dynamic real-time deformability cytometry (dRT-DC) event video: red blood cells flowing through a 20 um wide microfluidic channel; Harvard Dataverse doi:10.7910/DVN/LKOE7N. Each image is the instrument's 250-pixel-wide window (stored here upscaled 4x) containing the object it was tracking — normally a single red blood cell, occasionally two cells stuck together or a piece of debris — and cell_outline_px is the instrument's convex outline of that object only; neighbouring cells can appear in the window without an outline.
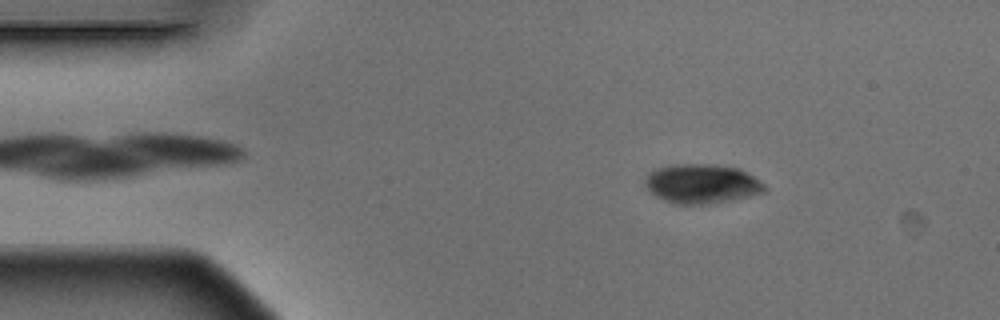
{"species": "Egyptian fruit bat (a non-hibernating species)", "species_latin": "Rousettus aegyptiacus", "temperature_condition": "warm", "stored_images_in_passage": 4, "camera_frame_rate_fps": 3000, "um_per_image_px": 0.085, "animal": {"sex": "male"}, "frame": {"image": 1, "passage_image": 2, "time_ms": 0.333, "image_size_px": [1000, 320], "cell_outline_px": [[768, 192], [728, 200], [704, 204], [672, 204], [656, 196], [644, 184], [644, 180], [648, 172], [656, 168], [672, 164], [716, 164], [740, 168], [764, 184], [768, 188]], "centroid_in_image_um": [59.64, 15.6], "position_along_channel_um": 25.4, "area_um2": 27.51}}